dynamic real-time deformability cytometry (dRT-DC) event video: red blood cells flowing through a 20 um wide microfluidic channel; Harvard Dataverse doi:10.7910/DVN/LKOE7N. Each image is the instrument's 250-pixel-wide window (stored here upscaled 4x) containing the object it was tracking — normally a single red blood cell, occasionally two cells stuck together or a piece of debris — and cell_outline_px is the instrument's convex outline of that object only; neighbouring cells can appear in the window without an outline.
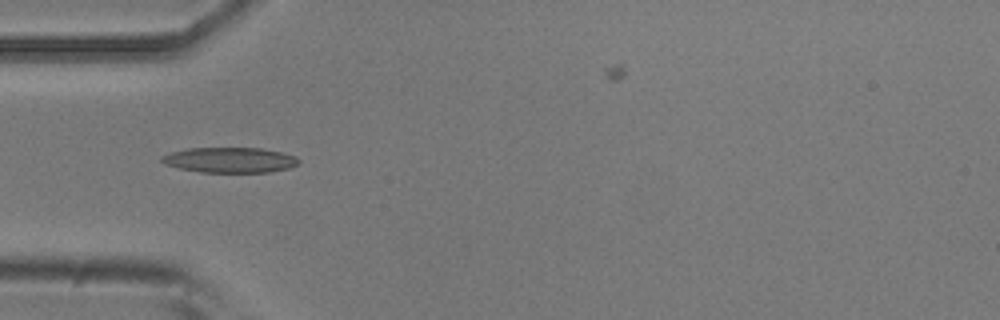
{"species": "common noctule bat (a hibernating species)", "species_latin": "Nyctalus noctula", "temperature_condition": "room temperature", "stored_images_in_passage": 6, "camera_frame_rate_fps": 3000, "um_per_image_px": 0.085, "animal": {"sex": "male", "body_mass_g": 20.5, "forearm_length_mm": 52.5}, "frame": {"image": 1, "passage_image": 4, "time_ms": 1.0, "image_size_px": [1000, 320], "cell_outline_px": [[300, 160], [296, 164], [288, 168], [268, 172], [200, 172], [180, 168], [164, 164], [160, 160], [160, 156], [172, 152], [188, 148], [260, 148], [280, 152], [296, 156]], "centroid_in_image_um": [19.51, 13.6], "position_along_channel_um": 65.5, "area_um2": 20.06}}
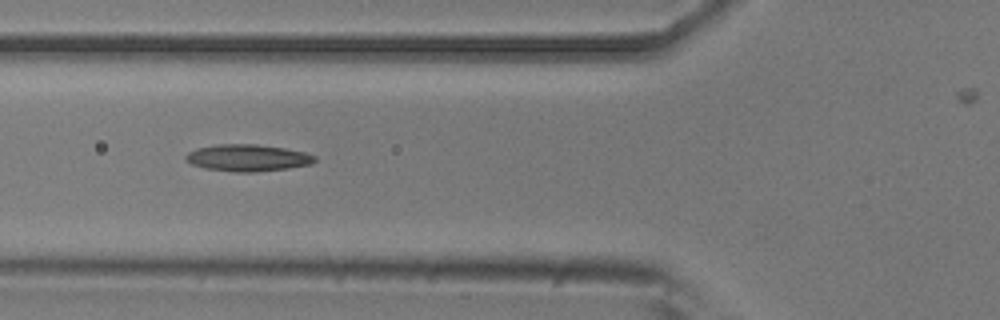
{"frame": {"image": 2, "passage_image": 5, "time_ms": 1.333, "image_size_px": [1000, 320], "cell_outline_px": [[316, 160], [312, 164], [288, 168], [256, 172], [236, 172], [204, 168], [192, 164], [184, 156], [188, 152], [196, 148], [216, 144], [256, 144], [284, 148], [304, 152], [316, 156]], "centroid_in_image_um": [21.05, 13.41], "position_along_channel_um": 104.7, "area_um2": 20.17}}
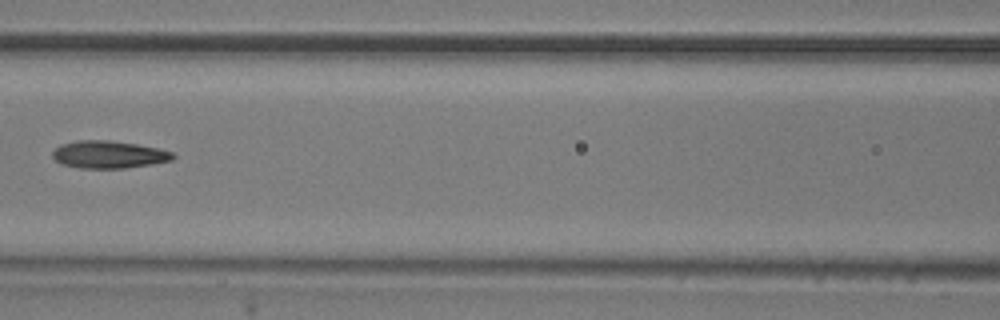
{"frame": {"image": 3, "passage_image": 6, "time_ms": 1.667, "image_size_px": [1000, 320], "cell_outline_px": [[176, 156], [172, 160], [152, 164], [124, 168], [80, 168], [64, 164], [56, 160], [52, 156], [52, 152], [60, 144], [76, 140], [112, 140], [136, 144], [156, 148], [172, 152]], "centroid_in_image_um": [9.23, 13.13], "position_along_channel_um": 157.4, "area_um2": 19.19}}